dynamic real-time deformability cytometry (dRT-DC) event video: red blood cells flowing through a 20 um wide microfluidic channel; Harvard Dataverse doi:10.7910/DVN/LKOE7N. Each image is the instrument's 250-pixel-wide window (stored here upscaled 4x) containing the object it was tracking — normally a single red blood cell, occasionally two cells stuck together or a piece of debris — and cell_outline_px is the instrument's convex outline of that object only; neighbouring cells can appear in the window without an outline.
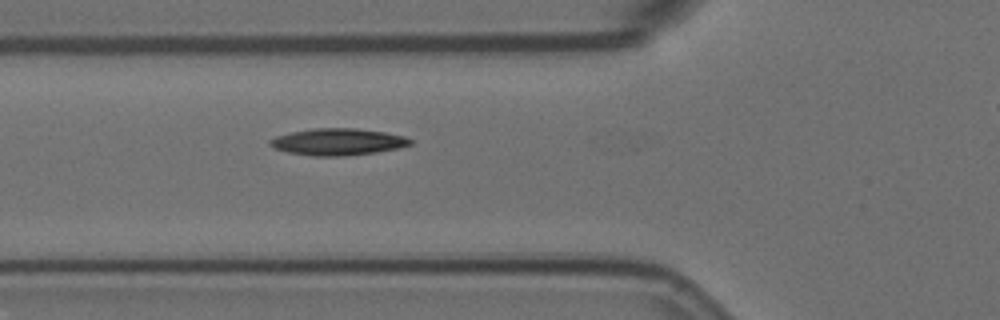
{"species": "Egyptian fruit bat (a non-hibernating species)", "species_latin": "Rousettus aegyptiacus", "temperature_condition": "room temperature", "stored_images_in_passage": 5, "segment_of_instrument_passage": [1, 2], "camera_frame_rate_fps": 3000, "um_per_image_px": 0.085, "animal": {"sex": "female"}, "frame": {"image": 1, "passage_image": 4, "time_ms": 1.0, "image_size_px": [1000, 320], "cell_outline_px": [[412, 144], [400, 148], [376, 152], [344, 156], [312, 156], [288, 152], [276, 148], [268, 144], [268, 140], [276, 136], [292, 132], [312, 128], [356, 128], [384, 132], [404, 136], [412, 140]], "centroid_in_image_um": [28.72, 12.05], "position_along_channel_um": 97.1, "area_um2": 21.91}}